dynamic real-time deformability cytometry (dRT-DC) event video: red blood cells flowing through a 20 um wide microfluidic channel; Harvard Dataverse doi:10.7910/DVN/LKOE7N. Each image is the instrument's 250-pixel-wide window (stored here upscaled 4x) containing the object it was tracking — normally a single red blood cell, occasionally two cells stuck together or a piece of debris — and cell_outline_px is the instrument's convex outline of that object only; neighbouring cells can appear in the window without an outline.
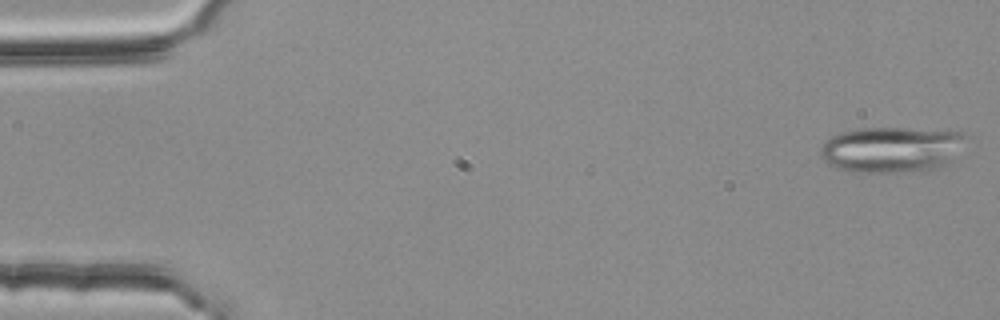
{"species": "common noctule bat (a hibernating species)", "species_latin": "Nyctalus noctula", "temperature_condition": "room temperature", "stored_images_in_passage": 4, "camera_frame_rate_fps": 3000, "um_per_image_px": 0.085, "animal": {"sex": "female", "body_mass_g": 25.1}, "frame": {"image": 1, "passage_image": 1, "time_ms": 0.0, "image_size_px": [1000, 320], "cell_outline_px": [[968, 136], [936, 168], [920, 172], [852, 172], [836, 168], [828, 164], [824, 160], [820, 152], [820, 148], [832, 136], [856, 128], [904, 128], [964, 132]], "centroid_in_image_um": [75.67, 12.7], "position_along_channel_um": 9.3, "area_um2": 37.92}}